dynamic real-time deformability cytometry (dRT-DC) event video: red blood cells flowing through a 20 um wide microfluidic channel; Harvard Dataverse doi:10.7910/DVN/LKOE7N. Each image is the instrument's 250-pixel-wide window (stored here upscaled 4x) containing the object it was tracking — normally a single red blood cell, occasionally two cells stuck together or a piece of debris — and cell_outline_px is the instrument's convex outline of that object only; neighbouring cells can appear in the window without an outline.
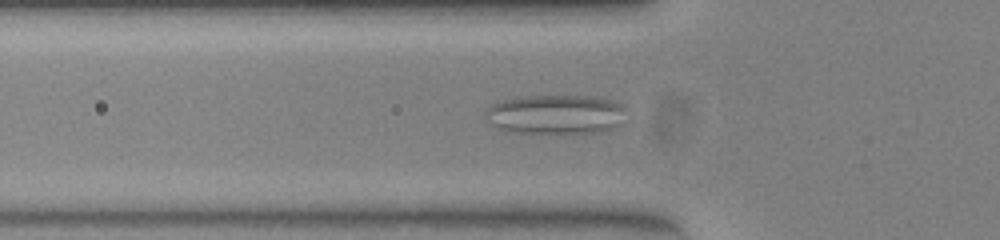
{"species": "common noctule bat (a hibernating species)", "species_latin": "Nyctalus noctula", "temperature_condition": "warm", "stored_images_in_passage": 56, "camera_frame_rate_fps": 3000, "um_per_image_px": 0.085, "animal": {"sex": "female", "body_mass_g": 23.0, "forearm_length_mm": 53.4}, "frame": {"image": 1, "passage_image": 18, "time_ms": 5.667, "image_size_px": [1000, 240], "cell_outline_px": [[624, 108], [616, 124], [612, 128], [600, 132], [516, 132], [500, 128], [484, 116], [484, 112], [492, 104], [500, 100], [516, 96], [588, 96], [616, 100], [624, 104]], "centroid_in_image_um": [47.19, 9.68], "position_along_channel_um": 78.6, "area_um2": 31.73}}
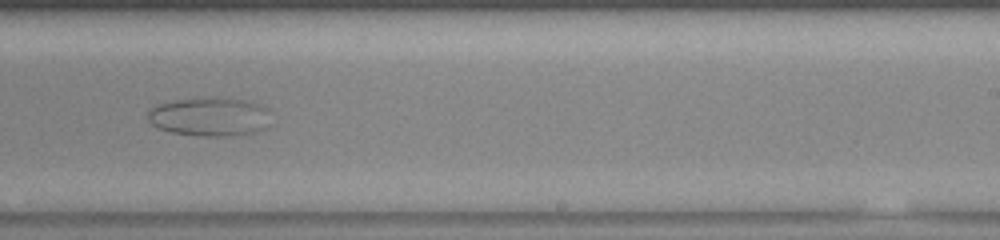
{"frame": {"image": 2, "passage_image": 34, "time_ms": 11.0, "image_size_px": [1000, 240], "cell_outline_px": [[268, 108], [264, 128], [256, 132], [228, 136], [196, 136], [172, 132], [160, 128], [152, 124], [148, 120], [148, 112], [152, 108], [160, 104], [172, 100], [204, 96], [216, 96], [248, 100]], "centroid_in_image_um": [17.79, 9.89], "position_along_channel_um": 271.2, "area_um2": 27.98}}
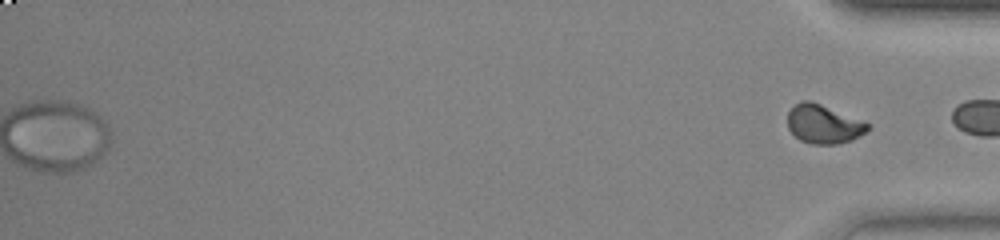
{"frame": {"image": 3, "passage_image": 56, "time_ms": 18.333, "image_size_px": [1000, 240], "cell_outline_px": [[872, 124], [864, 132], [852, 140], [836, 144], [812, 144], [800, 140], [788, 128], [788, 112], [800, 100], [808, 100], [820, 104]], "centroid_in_image_um": [69.99, 10.55], "position_along_channel_um": 365.2, "area_um2": 17.86}}